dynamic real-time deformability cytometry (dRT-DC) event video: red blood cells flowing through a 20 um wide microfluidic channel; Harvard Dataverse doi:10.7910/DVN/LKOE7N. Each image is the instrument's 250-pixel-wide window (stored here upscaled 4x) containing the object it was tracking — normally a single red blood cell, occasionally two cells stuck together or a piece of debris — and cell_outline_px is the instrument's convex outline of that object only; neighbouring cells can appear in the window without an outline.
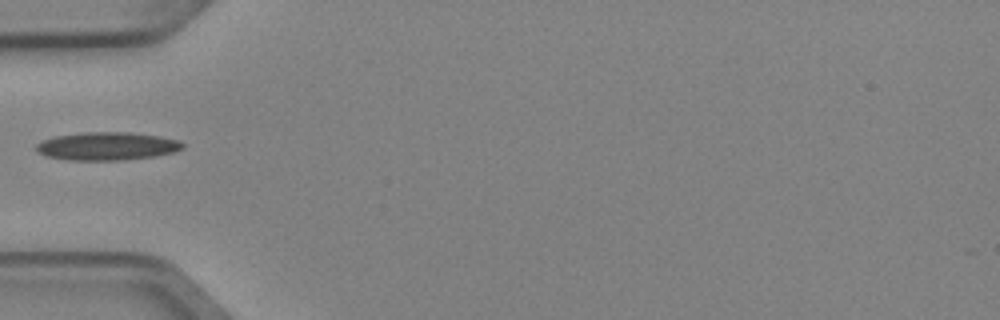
{"species": "Egyptian fruit bat (a non-hibernating species)", "species_latin": "Rousettus aegyptiacus", "temperature_condition": "cold", "stored_images_in_passage": 1, "camera_frame_rate_fps": 3000, "um_per_image_px": 0.085, "animal": {"sex": "female"}, "frame": {"image": 1, "passage_image": 1, "time_ms": 0.0, "image_size_px": [1000, 320], "cell_outline_px": [[184, 148], [172, 152], [156, 156], [124, 160], [68, 160], [44, 156], [36, 152], [36, 144], [52, 136], [84, 132], [128, 132], [160, 136], [180, 140], [184, 144]], "centroid_in_image_um": [9.08, 12.42], "position_along_channel_um": 75.9, "area_um2": 24.22}}